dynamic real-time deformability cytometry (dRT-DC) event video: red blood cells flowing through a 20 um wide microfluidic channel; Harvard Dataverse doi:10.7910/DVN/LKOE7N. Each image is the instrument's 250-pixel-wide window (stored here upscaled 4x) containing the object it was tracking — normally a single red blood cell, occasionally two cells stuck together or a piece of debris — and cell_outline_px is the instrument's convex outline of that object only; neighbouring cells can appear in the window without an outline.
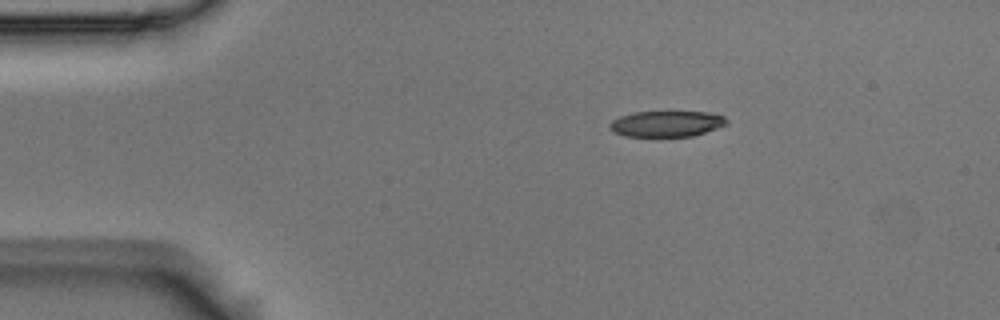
{"species": "Egyptian fruit bat (a non-hibernating species)", "species_latin": "Rousettus aegyptiacus", "temperature_condition": "room temperature", "stored_images_in_passage": 7, "camera_frame_rate_fps": 3000, "um_per_image_px": 0.085, "animal": {"sex": "male"}, "frame": {"image": 1, "passage_image": 1, "time_ms": 0.0, "image_size_px": [1000, 320], "cell_outline_px": [[728, 124], [692, 136], [624, 136], [612, 132], [608, 128], [608, 124], [612, 120], [620, 116], [632, 112], [708, 112], [724, 116], [728, 120]], "centroid_in_image_um": [56.61, 10.52], "position_along_channel_um": 28.4, "area_um2": 17.69}}
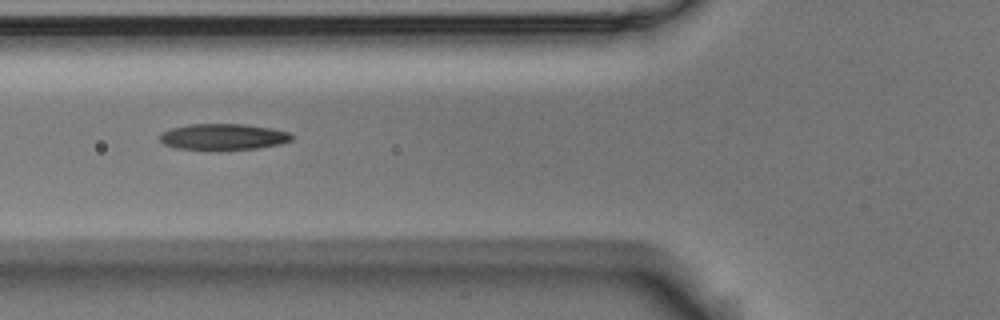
{"frame": {"image": 2, "passage_image": 4, "time_ms": 1.0, "image_size_px": [1000, 320], "cell_outline_px": [[292, 140], [280, 144], [256, 148], [208, 152], [176, 148], [164, 144], [160, 140], [160, 132], [172, 128], [188, 124], [248, 124], [272, 128], [288, 132], [292, 136]], "centroid_in_image_um": [18.93, 11.65], "position_along_channel_um": 106.9, "area_um2": 20.75}}
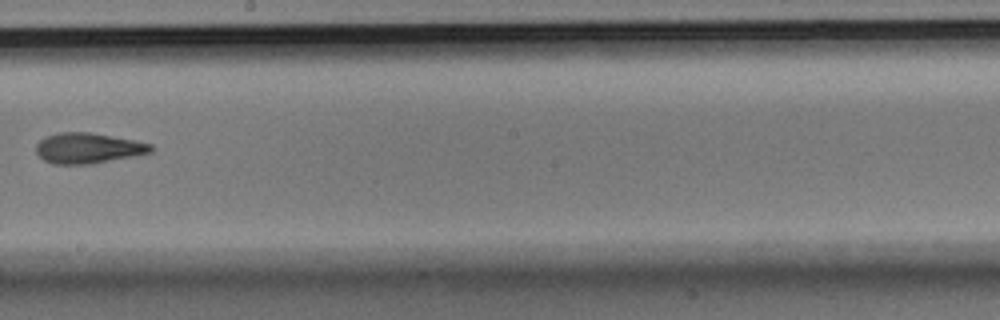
{"frame": {"image": 3, "passage_image": 7, "time_ms": 2.0, "image_size_px": [1000, 320], "cell_outline_px": [[156, 148], [152, 152], [92, 164], [52, 164], [44, 160], [36, 152], [36, 144], [44, 136], [60, 132], [92, 132], [136, 140], [152, 144]], "centroid_in_image_um": [7.5, 12.58], "position_along_channel_um": 240.7, "area_um2": 20.63}}